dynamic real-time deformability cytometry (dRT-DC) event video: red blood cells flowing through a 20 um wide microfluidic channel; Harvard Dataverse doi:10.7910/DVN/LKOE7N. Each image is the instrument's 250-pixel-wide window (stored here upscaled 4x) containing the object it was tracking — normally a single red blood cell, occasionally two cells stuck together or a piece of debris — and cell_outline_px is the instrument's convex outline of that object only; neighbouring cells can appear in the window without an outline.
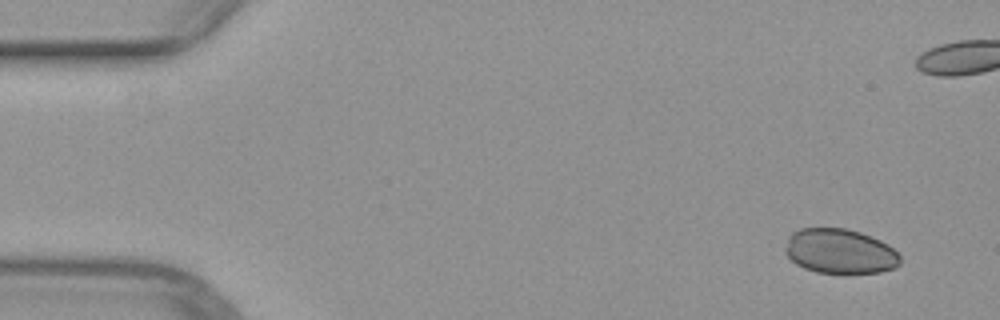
{"species": "common noctule bat (a hibernating species)", "species_latin": "Nyctalus noctula", "temperature_condition": "warm", "stored_images_in_passage": 41, "camera_frame_rate_fps": 3000, "um_per_image_px": 0.085, "animal": {"sex": "female", "body_mass_g": 29.2, "forearm_length_mm": 56.3}, "frame": {"image": 1, "passage_image": 3, "time_ms": 0.667, "image_size_px": [1000, 320], "cell_outline_px": [[900, 264], [896, 268], [880, 272], [844, 276], [816, 272], [804, 268], [796, 264], [784, 252], [784, 248], [788, 236], [792, 232], [800, 228], [848, 228], [860, 232], [880, 240], [888, 244], [900, 256]], "centroid_in_image_um": [71.39, 21.4], "position_along_channel_um": 13.6, "area_um2": 30.92}}
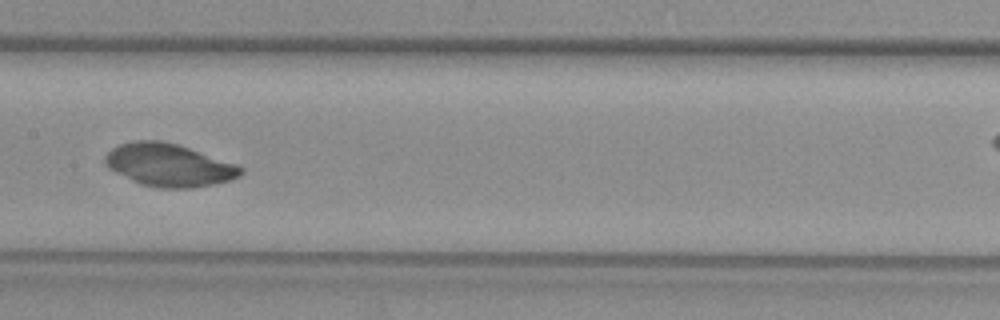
{"frame": {"image": 2, "passage_image": 25, "time_ms": 8.0, "image_size_px": [1000, 320], "cell_outline_px": [[244, 172], [240, 176], [228, 180], [212, 184], [192, 188], [160, 188], [140, 184], [108, 168], [104, 164], [104, 156], [112, 148], [120, 144], [136, 140], [160, 140], [176, 144], [240, 164], [244, 168]], "centroid_in_image_um": [14.38, 14.03], "position_along_channel_um": 193.0, "area_um2": 33.87}}
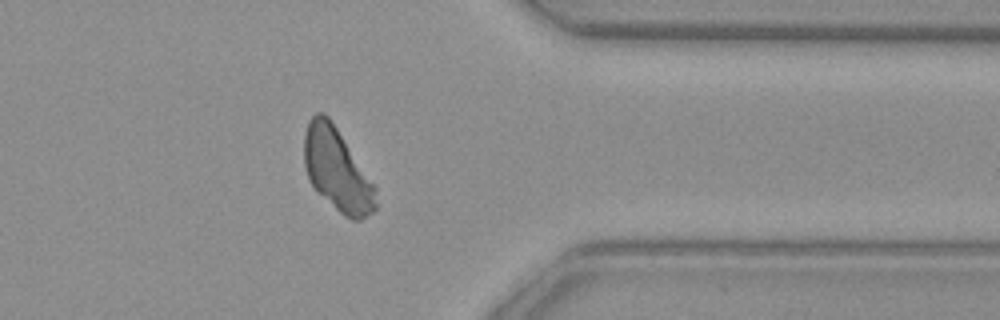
{"frame": {"image": 3, "passage_image": 40, "time_ms": 13.0, "image_size_px": [1000, 320], "cell_outline_px": [[376, 208], [372, 212], [360, 220], [352, 220], [344, 216], [316, 192], [308, 180], [304, 168], [304, 132], [308, 120], [316, 112], [324, 112], [328, 116], [376, 188]], "centroid_in_image_um": [28.6, 14.44], "position_along_channel_um": 382.8, "area_um2": 34.33}}